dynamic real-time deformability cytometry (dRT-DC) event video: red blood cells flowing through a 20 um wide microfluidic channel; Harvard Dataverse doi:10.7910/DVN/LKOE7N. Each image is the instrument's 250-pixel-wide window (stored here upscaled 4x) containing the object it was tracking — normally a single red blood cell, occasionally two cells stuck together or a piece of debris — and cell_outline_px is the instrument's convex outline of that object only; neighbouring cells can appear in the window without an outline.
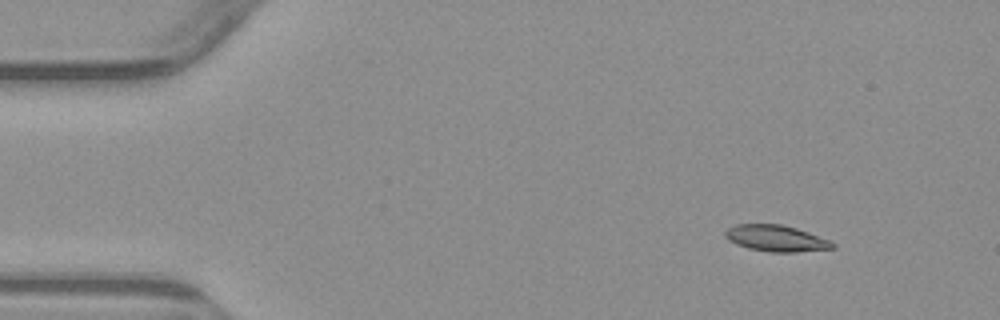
{"species": "common noctule bat (a hibernating species)", "species_latin": "Nyctalus noctula", "temperature_condition": "warm", "stored_images_in_passage": 6, "camera_frame_rate_fps": 3000, "um_per_image_px": 0.085, "animal": {"sex": "male", "body_mass_g": 23.1, "forearm_length_mm": 52.7}, "frame": {"image": 1, "passage_image": 2, "time_ms": 1.333, "image_size_px": [1000, 320], "cell_outline_px": [[836, 248], [796, 252], [772, 252], [748, 248], [736, 244], [728, 240], [724, 236], [724, 232], [728, 228], [736, 224], [780, 224], [796, 228], [832, 240], [836, 244]], "centroid_in_image_um": [65.99, 20.26], "position_along_channel_um": 19.0, "area_um2": 16.59}}
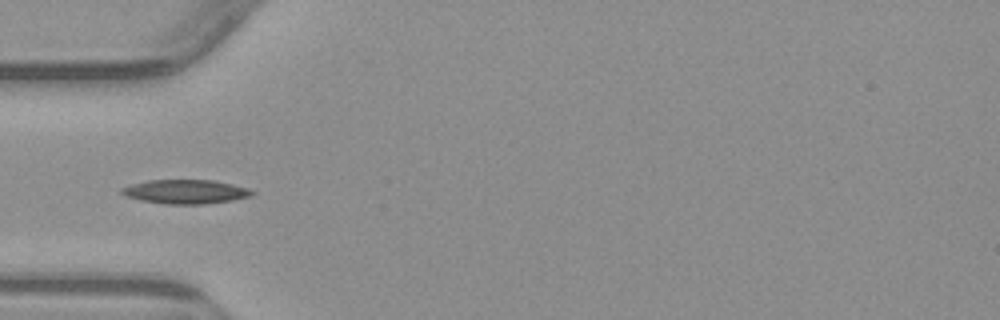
{"frame": {"image": 2, "passage_image": 5, "time_ms": 5.0, "image_size_px": [1000, 320], "cell_outline_px": [[256, 192], [252, 196], [232, 200], [208, 204], [164, 204], [140, 200], [128, 196], [120, 192], [120, 188], [132, 184], [148, 180], [212, 180], [232, 184], [248, 188]], "centroid_in_image_um": [15.79, 16.29], "position_along_channel_um": 69.2, "area_um2": 18.32}}
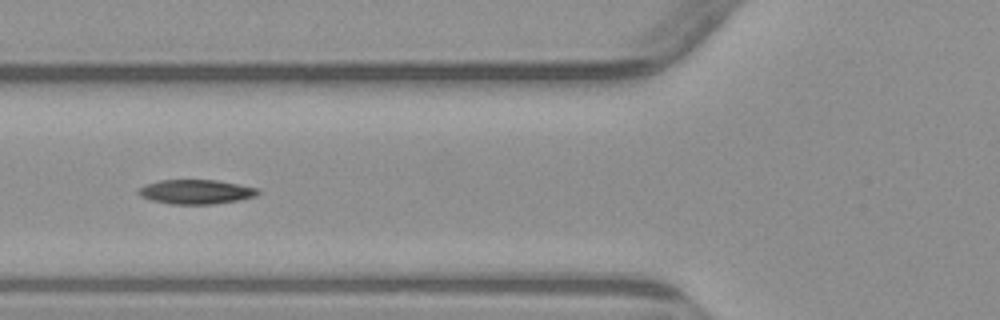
{"frame": {"image": 3, "passage_image": 6, "time_ms": 6.0, "image_size_px": [1000, 320], "cell_outline_px": [[260, 192], [256, 196], [240, 200], [212, 204], [172, 204], [152, 200], [140, 196], [136, 192], [144, 184], [160, 180], [216, 180], [240, 184], [256, 188]], "centroid_in_image_um": [16.65, 16.3], "position_along_channel_um": 109.1, "area_um2": 16.99}}